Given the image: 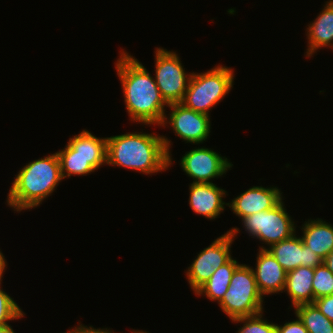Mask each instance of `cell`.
<instances>
[{"label": "cell", "mask_w": 333, "mask_h": 333, "mask_svg": "<svg viewBox=\"0 0 333 333\" xmlns=\"http://www.w3.org/2000/svg\"><path fill=\"white\" fill-rule=\"evenodd\" d=\"M256 268L252 267L260 294L283 293L287 272L265 247L260 246L256 257Z\"/></svg>", "instance_id": "cell-13"}, {"label": "cell", "mask_w": 333, "mask_h": 333, "mask_svg": "<svg viewBox=\"0 0 333 333\" xmlns=\"http://www.w3.org/2000/svg\"><path fill=\"white\" fill-rule=\"evenodd\" d=\"M314 268L300 266L287 272L284 292L289 295L293 307L314 302L312 280Z\"/></svg>", "instance_id": "cell-17"}, {"label": "cell", "mask_w": 333, "mask_h": 333, "mask_svg": "<svg viewBox=\"0 0 333 333\" xmlns=\"http://www.w3.org/2000/svg\"><path fill=\"white\" fill-rule=\"evenodd\" d=\"M120 52L115 69L122 84L124 103L130 120L147 126H159L166 114L164 108L168 107V104L162 98L155 78L126 50Z\"/></svg>", "instance_id": "cell-1"}, {"label": "cell", "mask_w": 333, "mask_h": 333, "mask_svg": "<svg viewBox=\"0 0 333 333\" xmlns=\"http://www.w3.org/2000/svg\"><path fill=\"white\" fill-rule=\"evenodd\" d=\"M240 265L233 257L214 271L209 280L196 292V296H206L214 302H220L230 286L233 272Z\"/></svg>", "instance_id": "cell-19"}, {"label": "cell", "mask_w": 333, "mask_h": 333, "mask_svg": "<svg viewBox=\"0 0 333 333\" xmlns=\"http://www.w3.org/2000/svg\"><path fill=\"white\" fill-rule=\"evenodd\" d=\"M168 108L171 111L164 115L160 127L169 124L174 133L186 143L196 145L207 140L211 132V116L188 109L181 103L169 104Z\"/></svg>", "instance_id": "cell-9"}, {"label": "cell", "mask_w": 333, "mask_h": 333, "mask_svg": "<svg viewBox=\"0 0 333 333\" xmlns=\"http://www.w3.org/2000/svg\"><path fill=\"white\" fill-rule=\"evenodd\" d=\"M266 249L271 252L286 272L300 266L315 269L323 263V260L303 243L301 237H296V233Z\"/></svg>", "instance_id": "cell-11"}, {"label": "cell", "mask_w": 333, "mask_h": 333, "mask_svg": "<svg viewBox=\"0 0 333 333\" xmlns=\"http://www.w3.org/2000/svg\"><path fill=\"white\" fill-rule=\"evenodd\" d=\"M155 82L164 101L169 105L181 103L192 73H187L176 51L156 47Z\"/></svg>", "instance_id": "cell-7"}, {"label": "cell", "mask_w": 333, "mask_h": 333, "mask_svg": "<svg viewBox=\"0 0 333 333\" xmlns=\"http://www.w3.org/2000/svg\"><path fill=\"white\" fill-rule=\"evenodd\" d=\"M238 233L239 228L232 227L231 230L216 238L208 247L198 253L196 259L185 272L194 293L209 280L216 269L232 258L231 244Z\"/></svg>", "instance_id": "cell-8"}, {"label": "cell", "mask_w": 333, "mask_h": 333, "mask_svg": "<svg viewBox=\"0 0 333 333\" xmlns=\"http://www.w3.org/2000/svg\"><path fill=\"white\" fill-rule=\"evenodd\" d=\"M294 311L308 333H333V322L314 303L298 305Z\"/></svg>", "instance_id": "cell-21"}, {"label": "cell", "mask_w": 333, "mask_h": 333, "mask_svg": "<svg viewBox=\"0 0 333 333\" xmlns=\"http://www.w3.org/2000/svg\"><path fill=\"white\" fill-rule=\"evenodd\" d=\"M131 333H149L147 331H143V330H134Z\"/></svg>", "instance_id": "cell-31"}, {"label": "cell", "mask_w": 333, "mask_h": 333, "mask_svg": "<svg viewBox=\"0 0 333 333\" xmlns=\"http://www.w3.org/2000/svg\"><path fill=\"white\" fill-rule=\"evenodd\" d=\"M6 268H7V263H6L5 256L3 255L2 251H0V279H2V277L4 276L3 274L6 270Z\"/></svg>", "instance_id": "cell-29"}, {"label": "cell", "mask_w": 333, "mask_h": 333, "mask_svg": "<svg viewBox=\"0 0 333 333\" xmlns=\"http://www.w3.org/2000/svg\"><path fill=\"white\" fill-rule=\"evenodd\" d=\"M189 206L197 215L213 220L225 209L223 198L226 191L215 183H191L189 185Z\"/></svg>", "instance_id": "cell-14"}, {"label": "cell", "mask_w": 333, "mask_h": 333, "mask_svg": "<svg viewBox=\"0 0 333 333\" xmlns=\"http://www.w3.org/2000/svg\"><path fill=\"white\" fill-rule=\"evenodd\" d=\"M63 179L73 175L86 176L107 164V158H84L76 155V151L67 143L65 148L56 152Z\"/></svg>", "instance_id": "cell-18"}, {"label": "cell", "mask_w": 333, "mask_h": 333, "mask_svg": "<svg viewBox=\"0 0 333 333\" xmlns=\"http://www.w3.org/2000/svg\"><path fill=\"white\" fill-rule=\"evenodd\" d=\"M234 76L232 68L222 65H217L204 73L192 72L181 104L209 116V110L220 103L233 88Z\"/></svg>", "instance_id": "cell-4"}, {"label": "cell", "mask_w": 333, "mask_h": 333, "mask_svg": "<svg viewBox=\"0 0 333 333\" xmlns=\"http://www.w3.org/2000/svg\"><path fill=\"white\" fill-rule=\"evenodd\" d=\"M330 321L333 322V294L315 299L313 302Z\"/></svg>", "instance_id": "cell-26"}, {"label": "cell", "mask_w": 333, "mask_h": 333, "mask_svg": "<svg viewBox=\"0 0 333 333\" xmlns=\"http://www.w3.org/2000/svg\"><path fill=\"white\" fill-rule=\"evenodd\" d=\"M252 267L240 264L232 274L230 286L218 303L230 320L252 316L264 311Z\"/></svg>", "instance_id": "cell-5"}, {"label": "cell", "mask_w": 333, "mask_h": 333, "mask_svg": "<svg viewBox=\"0 0 333 333\" xmlns=\"http://www.w3.org/2000/svg\"><path fill=\"white\" fill-rule=\"evenodd\" d=\"M63 180L56 152L27 163L18 171L7 195L16 212L37 208Z\"/></svg>", "instance_id": "cell-3"}, {"label": "cell", "mask_w": 333, "mask_h": 333, "mask_svg": "<svg viewBox=\"0 0 333 333\" xmlns=\"http://www.w3.org/2000/svg\"><path fill=\"white\" fill-rule=\"evenodd\" d=\"M303 243L322 260L333 250V225L322 219H308L301 227Z\"/></svg>", "instance_id": "cell-16"}, {"label": "cell", "mask_w": 333, "mask_h": 333, "mask_svg": "<svg viewBox=\"0 0 333 333\" xmlns=\"http://www.w3.org/2000/svg\"><path fill=\"white\" fill-rule=\"evenodd\" d=\"M68 144L84 158H107V137H96L86 129L70 138Z\"/></svg>", "instance_id": "cell-20"}, {"label": "cell", "mask_w": 333, "mask_h": 333, "mask_svg": "<svg viewBox=\"0 0 333 333\" xmlns=\"http://www.w3.org/2000/svg\"><path fill=\"white\" fill-rule=\"evenodd\" d=\"M312 287L314 300L333 294V273L324 263L314 269Z\"/></svg>", "instance_id": "cell-23"}, {"label": "cell", "mask_w": 333, "mask_h": 333, "mask_svg": "<svg viewBox=\"0 0 333 333\" xmlns=\"http://www.w3.org/2000/svg\"><path fill=\"white\" fill-rule=\"evenodd\" d=\"M296 319L293 321H288L284 323V325L276 324L277 333H308V330L305 328L304 324L298 318L297 315Z\"/></svg>", "instance_id": "cell-25"}, {"label": "cell", "mask_w": 333, "mask_h": 333, "mask_svg": "<svg viewBox=\"0 0 333 333\" xmlns=\"http://www.w3.org/2000/svg\"><path fill=\"white\" fill-rule=\"evenodd\" d=\"M284 197L278 187L253 186L227 203L233 213L242 219L275 207Z\"/></svg>", "instance_id": "cell-12"}, {"label": "cell", "mask_w": 333, "mask_h": 333, "mask_svg": "<svg viewBox=\"0 0 333 333\" xmlns=\"http://www.w3.org/2000/svg\"><path fill=\"white\" fill-rule=\"evenodd\" d=\"M64 333H115L114 331L108 329V328H94L93 326H85L82 324H78L77 327L73 328V329H69L68 332H64Z\"/></svg>", "instance_id": "cell-27"}, {"label": "cell", "mask_w": 333, "mask_h": 333, "mask_svg": "<svg viewBox=\"0 0 333 333\" xmlns=\"http://www.w3.org/2000/svg\"><path fill=\"white\" fill-rule=\"evenodd\" d=\"M2 280L0 279V326L9 324L10 321L18 320L25 316V313L16 301L3 291L1 287Z\"/></svg>", "instance_id": "cell-24"}, {"label": "cell", "mask_w": 333, "mask_h": 333, "mask_svg": "<svg viewBox=\"0 0 333 333\" xmlns=\"http://www.w3.org/2000/svg\"><path fill=\"white\" fill-rule=\"evenodd\" d=\"M283 199L272 209L254 213L242 218L245 231L252 238L262 241L269 248L291 237L296 232V224L285 209Z\"/></svg>", "instance_id": "cell-6"}, {"label": "cell", "mask_w": 333, "mask_h": 333, "mask_svg": "<svg viewBox=\"0 0 333 333\" xmlns=\"http://www.w3.org/2000/svg\"><path fill=\"white\" fill-rule=\"evenodd\" d=\"M307 26L306 58L313 57V54L322 47H329L333 50V0L326 1L317 18Z\"/></svg>", "instance_id": "cell-15"}, {"label": "cell", "mask_w": 333, "mask_h": 333, "mask_svg": "<svg viewBox=\"0 0 333 333\" xmlns=\"http://www.w3.org/2000/svg\"><path fill=\"white\" fill-rule=\"evenodd\" d=\"M0 333H15L10 324L0 326Z\"/></svg>", "instance_id": "cell-30"}, {"label": "cell", "mask_w": 333, "mask_h": 333, "mask_svg": "<svg viewBox=\"0 0 333 333\" xmlns=\"http://www.w3.org/2000/svg\"><path fill=\"white\" fill-rule=\"evenodd\" d=\"M323 263L333 273V250L325 257Z\"/></svg>", "instance_id": "cell-28"}, {"label": "cell", "mask_w": 333, "mask_h": 333, "mask_svg": "<svg viewBox=\"0 0 333 333\" xmlns=\"http://www.w3.org/2000/svg\"><path fill=\"white\" fill-rule=\"evenodd\" d=\"M263 312L233 319L232 323H243V327L241 326L236 333H277L276 324L264 320Z\"/></svg>", "instance_id": "cell-22"}, {"label": "cell", "mask_w": 333, "mask_h": 333, "mask_svg": "<svg viewBox=\"0 0 333 333\" xmlns=\"http://www.w3.org/2000/svg\"><path fill=\"white\" fill-rule=\"evenodd\" d=\"M228 160L210 148L196 147L182 156L180 165L186 175L193 178V183H213L212 179L232 168L233 164Z\"/></svg>", "instance_id": "cell-10"}, {"label": "cell", "mask_w": 333, "mask_h": 333, "mask_svg": "<svg viewBox=\"0 0 333 333\" xmlns=\"http://www.w3.org/2000/svg\"><path fill=\"white\" fill-rule=\"evenodd\" d=\"M171 140L154 133L131 132L107 137V165L150 175L172 164Z\"/></svg>", "instance_id": "cell-2"}]
</instances>
